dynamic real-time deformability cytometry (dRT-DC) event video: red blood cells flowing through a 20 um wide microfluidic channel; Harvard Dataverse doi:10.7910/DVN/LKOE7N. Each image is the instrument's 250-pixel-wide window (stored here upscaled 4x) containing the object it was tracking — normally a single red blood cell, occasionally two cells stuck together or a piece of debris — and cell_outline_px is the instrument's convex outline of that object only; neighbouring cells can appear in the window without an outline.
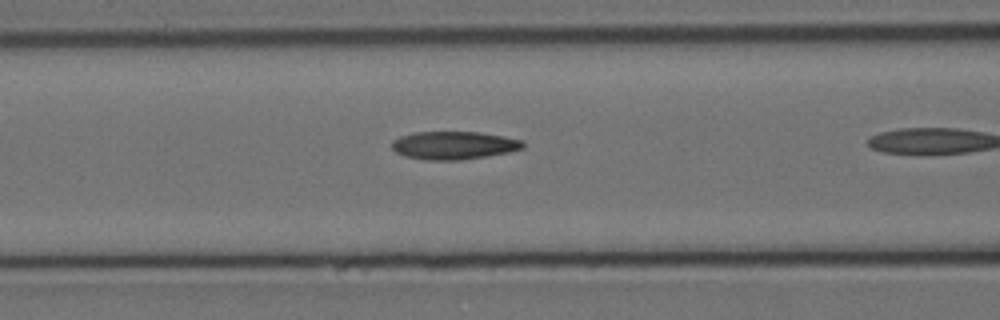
{"species": "Egyptian fruit bat (a non-hibernating species)", "species_latin": "Rousettus aegyptiacus", "temperature_condition": "cold", "stored_images_in_passage": 6, "segment_of_instrument_passage": [2, 2], "camera_frame_rate_fps": 3000, "um_per_image_px": 0.085, "animal": {"sex": "female"}, "frame": {"image": 1, "passage_image": 6, "time_ms": 1.667, "image_size_px": [1000, 320], "cell_outline_px": [[524, 148], [508, 152], [460, 160], [424, 160], [404, 156], [396, 152], [392, 148], [392, 140], [400, 136], [416, 132], [480, 132], [504, 136], [524, 140]], "centroid_in_image_um": [38.57, 12.35], "position_along_channel_um": 128.0, "area_um2": 21.44}}